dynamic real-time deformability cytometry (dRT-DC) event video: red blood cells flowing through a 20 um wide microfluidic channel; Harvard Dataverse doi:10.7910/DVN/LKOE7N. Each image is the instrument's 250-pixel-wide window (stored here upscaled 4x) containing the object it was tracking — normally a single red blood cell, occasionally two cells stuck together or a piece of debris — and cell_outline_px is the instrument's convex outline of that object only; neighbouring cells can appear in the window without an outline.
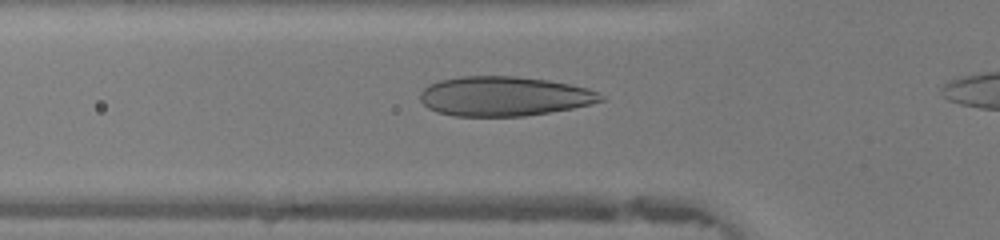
{"species": "human", "species_latin": "Homo sapiens", "temperature_condition": "warm", "stored_images_in_passage": 28, "camera_frame_rate_fps": 3000, "um_per_image_px": 0.085, "donor": {"sex": "female"}, "frame": {"image": 1, "passage_image": 5, "time_ms": 1.333, "image_size_px": [1000, 240], "cell_outline_px": [[604, 100], [592, 104], [572, 108], [524, 116], [452, 116], [436, 112], [428, 108], [420, 100], [420, 92], [428, 84], [440, 80], [460, 76], [516, 76], [548, 80], [588, 88], [604, 96]], "centroid_in_image_um": [42.81, 8.18], "position_along_channel_um": 83.0, "area_um2": 41.73}}
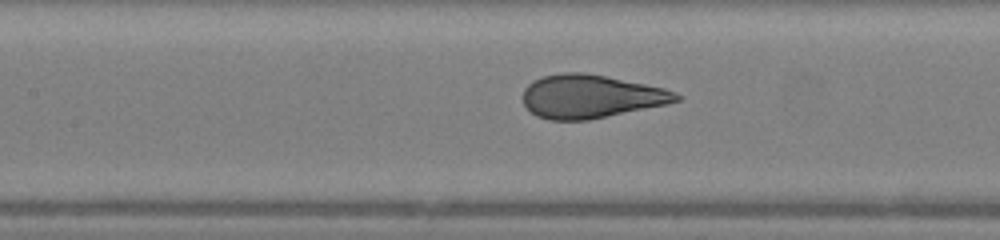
{"frame": {"image": 2, "passage_image": 10, "time_ms": 3.0, "image_size_px": [1000, 240], "cell_outline_px": [[680, 100], [668, 104], [588, 120], [548, 120], [536, 116], [524, 104], [524, 88], [532, 80], [544, 76], [560, 72], [584, 72], [664, 88], [676, 92], [680, 96]], "centroid_in_image_um": [50.2, 8.2], "position_along_channel_um": 157.2, "area_um2": 38.61}}
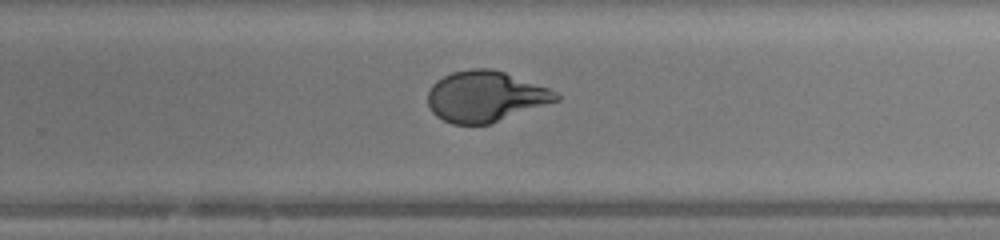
{"frame": {"image": 3, "passage_image": 19, "time_ms": 6.0, "image_size_px": [1000, 240], "cell_outline_px": [[560, 100], [492, 124], [452, 124], [436, 116], [432, 112], [428, 104], [428, 92], [432, 84], [436, 80], [452, 72], [472, 68], [492, 68], [504, 72], [548, 88], [556, 92], [560, 96]], "centroid_in_image_um": [41.26, 8.21], "position_along_channel_um": 288.5, "area_um2": 38.09}}